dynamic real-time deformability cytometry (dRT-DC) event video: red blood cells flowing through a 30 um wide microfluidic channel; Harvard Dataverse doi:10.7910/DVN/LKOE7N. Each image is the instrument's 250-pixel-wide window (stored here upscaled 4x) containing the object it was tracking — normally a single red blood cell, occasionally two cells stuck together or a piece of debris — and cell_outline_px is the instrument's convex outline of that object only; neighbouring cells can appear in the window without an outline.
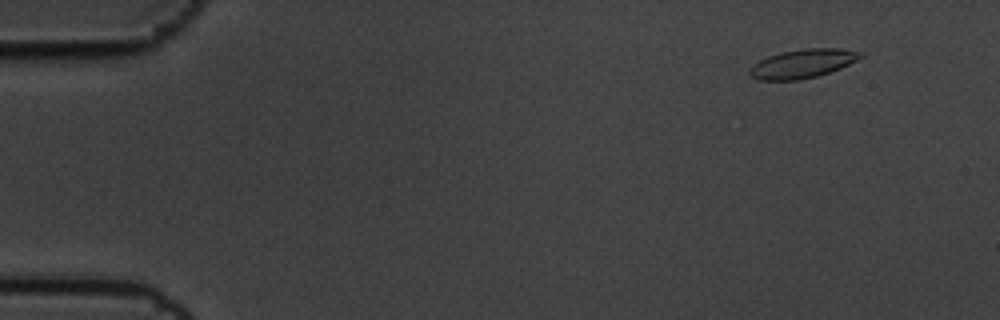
{"species": "common noctule bat (a hibernating species)", "species_latin": "Nyctalus noctula", "temperature_condition": "cold", "stored_images_in_passage": 5, "camera_frame_rate_fps": 3000, "um_per_image_px": 0.085, "animal": {"sex": "male", "body_mass_g": 19.5, "forearm_length_mm": 54.6}, "frame": {"image": 1, "passage_image": 1, "time_ms": 0.0, "image_size_px": [1000, 320], "cell_outline_px": [[864, 56], [840, 68], [816, 76], [800, 80], [760, 80], [752, 76], [748, 72], [748, 68], [760, 60], [768, 56], [780, 52], [804, 48], [840, 48], [864, 52]], "centroid_in_image_um": [68.22, 5.39], "position_along_channel_um": 16.8, "area_um2": 18.61}}